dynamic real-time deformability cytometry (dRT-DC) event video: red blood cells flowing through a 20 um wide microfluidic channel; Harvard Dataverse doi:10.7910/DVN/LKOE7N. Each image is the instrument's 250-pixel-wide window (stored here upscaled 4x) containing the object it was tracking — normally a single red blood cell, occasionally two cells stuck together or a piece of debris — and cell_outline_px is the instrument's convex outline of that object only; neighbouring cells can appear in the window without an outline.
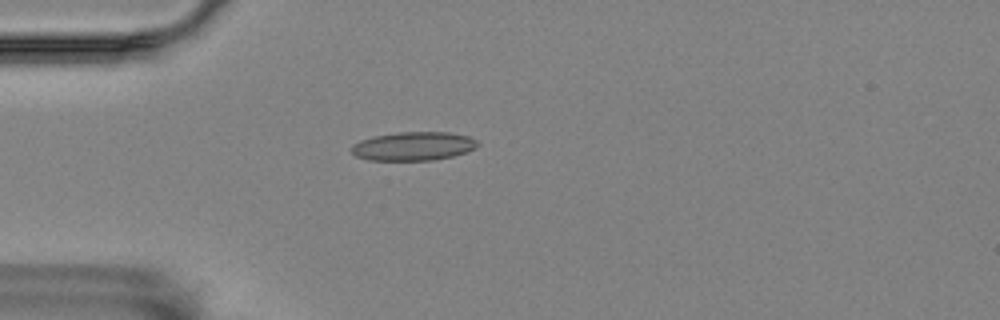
{"species": "Egyptian fruit bat (a non-hibernating species)", "species_latin": "Rousettus aegyptiacus", "temperature_condition": "room temperature", "stored_images_in_passage": 1, "camera_frame_rate_fps": 3000, "um_per_image_px": 0.085, "animal": {"sex": "female"}, "frame": {"image": 1, "passage_image": 1, "time_ms": 0.0, "image_size_px": [1000, 320], "cell_outline_px": [[480, 144], [476, 148], [468, 152], [452, 156], [432, 160], [368, 160], [356, 156], [352, 152], [352, 144], [360, 140], [372, 136], [400, 132], [448, 132], [468, 136], [476, 140]], "centroid_in_image_um": [35.15, 12.42], "position_along_channel_um": 49.8, "area_um2": 21.15}}